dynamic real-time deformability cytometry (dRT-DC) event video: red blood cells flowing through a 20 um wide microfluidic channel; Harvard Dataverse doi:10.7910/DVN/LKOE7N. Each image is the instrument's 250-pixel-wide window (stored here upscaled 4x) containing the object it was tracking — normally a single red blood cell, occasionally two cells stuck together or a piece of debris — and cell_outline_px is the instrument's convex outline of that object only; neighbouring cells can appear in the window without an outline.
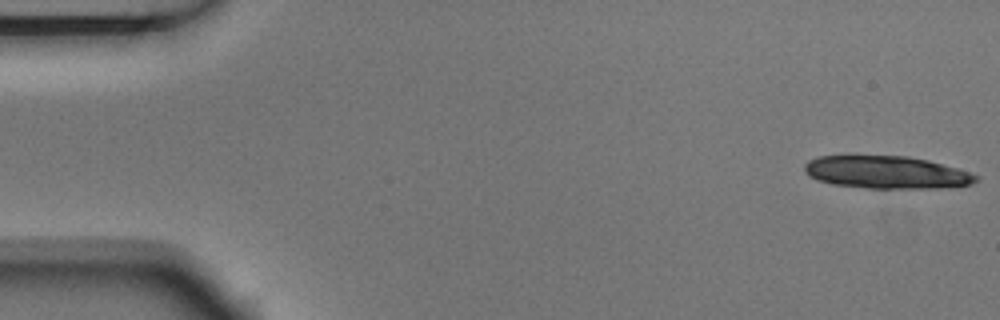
{"species": "Egyptian fruit bat (a non-hibernating species)", "species_latin": "Rousettus aegyptiacus", "temperature_condition": "room temperature", "stored_images_in_passage": 6, "segment_of_instrument_passage": [1, 2], "camera_frame_rate_fps": 3000, "um_per_image_px": 0.085, "animal": {"sex": "male"}, "frame": {"image": 1, "passage_image": 1, "time_ms": 0.0, "image_size_px": [1000, 320], "cell_outline_px": [[980, 180], [972, 184], [948, 188], [868, 188], [832, 184], [816, 180], [808, 176], [804, 172], [804, 164], [808, 160], [820, 156], [908, 156], [928, 160], [956, 168], [980, 176]], "centroid_in_image_um": [75.36, 14.66], "position_along_channel_um": 9.6, "area_um2": 32.77}}